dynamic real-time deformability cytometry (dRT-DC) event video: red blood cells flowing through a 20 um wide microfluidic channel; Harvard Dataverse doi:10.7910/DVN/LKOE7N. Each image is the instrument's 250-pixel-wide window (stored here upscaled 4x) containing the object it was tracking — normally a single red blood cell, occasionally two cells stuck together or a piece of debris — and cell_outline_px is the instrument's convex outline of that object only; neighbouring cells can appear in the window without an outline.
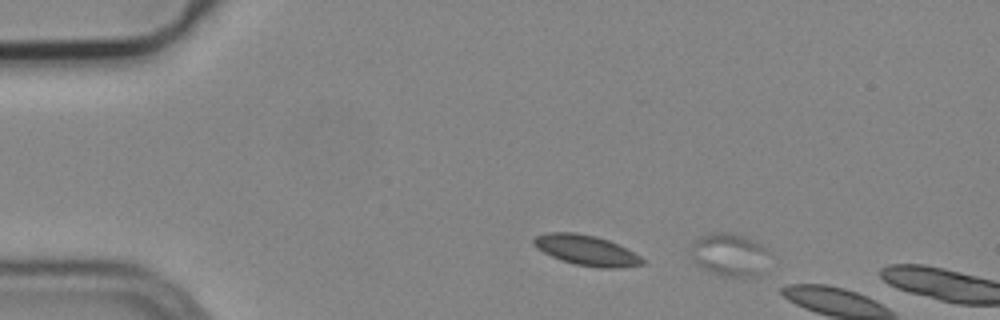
{"species": "common noctule bat (a hibernating species)", "species_latin": "Nyctalus noctula", "temperature_condition": "cold", "stored_images_in_passage": 7, "segment_of_instrument_passage": [2, 2], "camera_frame_rate_fps": 3000, "um_per_image_px": 0.085, "animal": {"sex": "male", "body_mass_g": 19.2, "forearm_length_mm": 51.8}, "frame": {"image": 1, "passage_image": 7, "time_ms": 2.0, "image_size_px": [1000, 320], "cell_outline_px": [[772, 252], [756, 276], [724, 276], [712, 272], [700, 264], [692, 256], [692, 244], [700, 236], [708, 232], [728, 232], [744, 236], [768, 248]], "centroid_in_image_um": [62.04, 21.6], "position_along_channel_um": 23.0, "area_um2": 19.19}}